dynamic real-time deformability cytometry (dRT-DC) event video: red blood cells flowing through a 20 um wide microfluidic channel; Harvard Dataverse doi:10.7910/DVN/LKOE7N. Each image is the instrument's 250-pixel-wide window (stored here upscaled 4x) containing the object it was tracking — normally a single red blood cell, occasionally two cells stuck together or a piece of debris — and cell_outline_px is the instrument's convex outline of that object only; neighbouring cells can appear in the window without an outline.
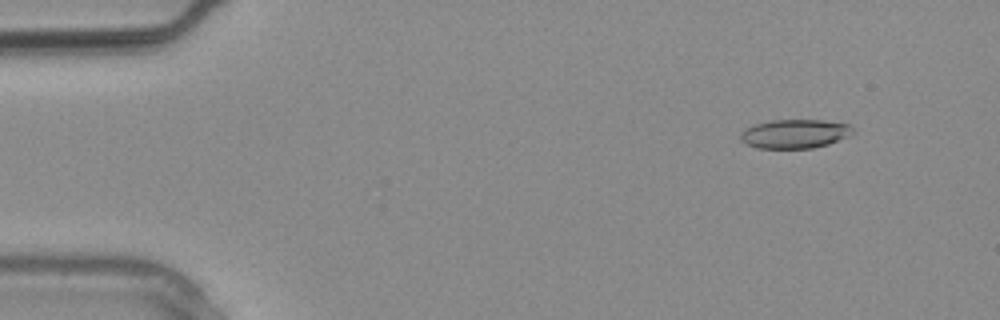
{"species": "common noctule bat (a hibernating species)", "species_latin": "Nyctalus noctula", "temperature_condition": "warm", "stored_images_in_passage": 2, "camera_frame_rate_fps": 3000, "um_per_image_px": 0.085, "animal": {"sex": "male", "body_mass_g": 20.4}, "frame": {"image": 1, "passage_image": 1, "time_ms": 0.0, "image_size_px": [1000, 320], "cell_outline_px": [[856, 132], [848, 136], [828, 144], [812, 148], [756, 148], [740, 140], [740, 132], [744, 128], [768, 120], [824, 120], [848, 124]], "centroid_in_image_um": [67.54, 11.36], "position_along_channel_um": 17.5, "area_um2": 19.02}}